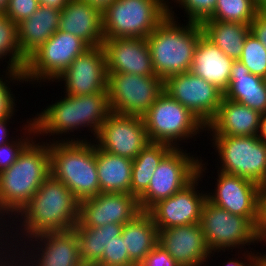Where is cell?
Returning <instances> with one entry per match:
<instances>
[{
  "label": "cell",
  "mask_w": 266,
  "mask_h": 266,
  "mask_svg": "<svg viewBox=\"0 0 266 266\" xmlns=\"http://www.w3.org/2000/svg\"><path fill=\"white\" fill-rule=\"evenodd\" d=\"M251 266H260L256 261Z\"/></svg>",
  "instance_id": "cell-54"
},
{
  "label": "cell",
  "mask_w": 266,
  "mask_h": 266,
  "mask_svg": "<svg viewBox=\"0 0 266 266\" xmlns=\"http://www.w3.org/2000/svg\"><path fill=\"white\" fill-rule=\"evenodd\" d=\"M58 30L78 36L89 47L104 40L102 10L84 0H70L61 10Z\"/></svg>",
  "instance_id": "cell-22"
},
{
  "label": "cell",
  "mask_w": 266,
  "mask_h": 266,
  "mask_svg": "<svg viewBox=\"0 0 266 266\" xmlns=\"http://www.w3.org/2000/svg\"><path fill=\"white\" fill-rule=\"evenodd\" d=\"M124 225L110 223L102 227H83L79 222L74 230L77 234L79 256L85 266H95L104 253V248L120 236Z\"/></svg>",
  "instance_id": "cell-29"
},
{
  "label": "cell",
  "mask_w": 266,
  "mask_h": 266,
  "mask_svg": "<svg viewBox=\"0 0 266 266\" xmlns=\"http://www.w3.org/2000/svg\"><path fill=\"white\" fill-rule=\"evenodd\" d=\"M257 137L266 144V113L261 114Z\"/></svg>",
  "instance_id": "cell-47"
},
{
  "label": "cell",
  "mask_w": 266,
  "mask_h": 266,
  "mask_svg": "<svg viewBox=\"0 0 266 266\" xmlns=\"http://www.w3.org/2000/svg\"><path fill=\"white\" fill-rule=\"evenodd\" d=\"M60 13L57 8L39 5L32 16L17 24L20 50L26 59L58 30Z\"/></svg>",
  "instance_id": "cell-25"
},
{
  "label": "cell",
  "mask_w": 266,
  "mask_h": 266,
  "mask_svg": "<svg viewBox=\"0 0 266 266\" xmlns=\"http://www.w3.org/2000/svg\"><path fill=\"white\" fill-rule=\"evenodd\" d=\"M4 235L0 232V253L8 246V240H4ZM3 239V240H2Z\"/></svg>",
  "instance_id": "cell-51"
},
{
  "label": "cell",
  "mask_w": 266,
  "mask_h": 266,
  "mask_svg": "<svg viewBox=\"0 0 266 266\" xmlns=\"http://www.w3.org/2000/svg\"><path fill=\"white\" fill-rule=\"evenodd\" d=\"M137 197L127 193H99L79 202L78 222L96 228L106 224L124 225L141 213Z\"/></svg>",
  "instance_id": "cell-18"
},
{
  "label": "cell",
  "mask_w": 266,
  "mask_h": 266,
  "mask_svg": "<svg viewBox=\"0 0 266 266\" xmlns=\"http://www.w3.org/2000/svg\"><path fill=\"white\" fill-rule=\"evenodd\" d=\"M76 139L62 137L57 141L49 140L48 147L51 175L61 181L81 202L98 195L100 186L95 143L91 138L89 141L87 138Z\"/></svg>",
  "instance_id": "cell-5"
},
{
  "label": "cell",
  "mask_w": 266,
  "mask_h": 266,
  "mask_svg": "<svg viewBox=\"0 0 266 266\" xmlns=\"http://www.w3.org/2000/svg\"><path fill=\"white\" fill-rule=\"evenodd\" d=\"M233 62V58L227 57L203 34L197 43L190 71L224 93L229 87Z\"/></svg>",
  "instance_id": "cell-24"
},
{
  "label": "cell",
  "mask_w": 266,
  "mask_h": 266,
  "mask_svg": "<svg viewBox=\"0 0 266 266\" xmlns=\"http://www.w3.org/2000/svg\"><path fill=\"white\" fill-rule=\"evenodd\" d=\"M56 81H64L66 95L105 93L108 73L102 46L88 48L71 63Z\"/></svg>",
  "instance_id": "cell-19"
},
{
  "label": "cell",
  "mask_w": 266,
  "mask_h": 266,
  "mask_svg": "<svg viewBox=\"0 0 266 266\" xmlns=\"http://www.w3.org/2000/svg\"><path fill=\"white\" fill-rule=\"evenodd\" d=\"M164 91L186 107L205 126L216 115L224 93L191 71L164 80Z\"/></svg>",
  "instance_id": "cell-15"
},
{
  "label": "cell",
  "mask_w": 266,
  "mask_h": 266,
  "mask_svg": "<svg viewBox=\"0 0 266 266\" xmlns=\"http://www.w3.org/2000/svg\"><path fill=\"white\" fill-rule=\"evenodd\" d=\"M142 118L149 142L165 143L173 148L181 147V142L186 140L187 143L188 139L206 130L194 114L165 91Z\"/></svg>",
  "instance_id": "cell-7"
},
{
  "label": "cell",
  "mask_w": 266,
  "mask_h": 266,
  "mask_svg": "<svg viewBox=\"0 0 266 266\" xmlns=\"http://www.w3.org/2000/svg\"><path fill=\"white\" fill-rule=\"evenodd\" d=\"M5 218H7V217H5L4 216V214L0 211V232L3 234V235H5V239L7 240V237H8V235H9V232H10V230L8 229V227H9V224H10V221H9V219H5ZM3 221V222H2ZM4 222H5V224L7 223V222H9L8 224H4ZM3 226V227H2ZM4 228H6L5 230H4ZM8 232H7V231Z\"/></svg>",
  "instance_id": "cell-48"
},
{
  "label": "cell",
  "mask_w": 266,
  "mask_h": 266,
  "mask_svg": "<svg viewBox=\"0 0 266 266\" xmlns=\"http://www.w3.org/2000/svg\"><path fill=\"white\" fill-rule=\"evenodd\" d=\"M204 35L227 57L238 60L244 41L250 32V25L236 22L206 20L202 24Z\"/></svg>",
  "instance_id": "cell-30"
},
{
  "label": "cell",
  "mask_w": 266,
  "mask_h": 266,
  "mask_svg": "<svg viewBox=\"0 0 266 266\" xmlns=\"http://www.w3.org/2000/svg\"><path fill=\"white\" fill-rule=\"evenodd\" d=\"M14 113L15 111L10 116L0 119V146L14 139L12 137H10L11 139H9L10 130L9 128L7 129L9 125L8 122H10V119L12 120L13 115H15Z\"/></svg>",
  "instance_id": "cell-45"
},
{
  "label": "cell",
  "mask_w": 266,
  "mask_h": 266,
  "mask_svg": "<svg viewBox=\"0 0 266 266\" xmlns=\"http://www.w3.org/2000/svg\"><path fill=\"white\" fill-rule=\"evenodd\" d=\"M216 188L207 192V200L234 215L247 217L254 225L258 216V199L263 187L232 174L218 171Z\"/></svg>",
  "instance_id": "cell-17"
},
{
  "label": "cell",
  "mask_w": 266,
  "mask_h": 266,
  "mask_svg": "<svg viewBox=\"0 0 266 266\" xmlns=\"http://www.w3.org/2000/svg\"><path fill=\"white\" fill-rule=\"evenodd\" d=\"M110 113L107 91L79 96L65 94L63 99L61 97L52 105L46 106L32 120L38 137L52 135V141H57L58 137L54 138V135L62 137V134L66 136L82 127H89L88 130L90 129L95 138Z\"/></svg>",
  "instance_id": "cell-3"
},
{
  "label": "cell",
  "mask_w": 266,
  "mask_h": 266,
  "mask_svg": "<svg viewBox=\"0 0 266 266\" xmlns=\"http://www.w3.org/2000/svg\"><path fill=\"white\" fill-rule=\"evenodd\" d=\"M70 0H38L39 5L57 8L62 10Z\"/></svg>",
  "instance_id": "cell-46"
},
{
  "label": "cell",
  "mask_w": 266,
  "mask_h": 266,
  "mask_svg": "<svg viewBox=\"0 0 266 266\" xmlns=\"http://www.w3.org/2000/svg\"><path fill=\"white\" fill-rule=\"evenodd\" d=\"M158 231V244L179 266H202V264L206 266L208 259L213 257L206 244L200 223Z\"/></svg>",
  "instance_id": "cell-20"
},
{
  "label": "cell",
  "mask_w": 266,
  "mask_h": 266,
  "mask_svg": "<svg viewBox=\"0 0 266 266\" xmlns=\"http://www.w3.org/2000/svg\"><path fill=\"white\" fill-rule=\"evenodd\" d=\"M22 243L24 246H17V249L21 247L17 251H22L18 252L20 266H85L79 256L74 228L38 234Z\"/></svg>",
  "instance_id": "cell-13"
},
{
  "label": "cell",
  "mask_w": 266,
  "mask_h": 266,
  "mask_svg": "<svg viewBox=\"0 0 266 266\" xmlns=\"http://www.w3.org/2000/svg\"><path fill=\"white\" fill-rule=\"evenodd\" d=\"M163 91L164 81L157 76L108 73L111 112L142 117Z\"/></svg>",
  "instance_id": "cell-12"
},
{
  "label": "cell",
  "mask_w": 266,
  "mask_h": 266,
  "mask_svg": "<svg viewBox=\"0 0 266 266\" xmlns=\"http://www.w3.org/2000/svg\"><path fill=\"white\" fill-rule=\"evenodd\" d=\"M95 266H135L129 259L122 236L115 237L106 248L102 259Z\"/></svg>",
  "instance_id": "cell-38"
},
{
  "label": "cell",
  "mask_w": 266,
  "mask_h": 266,
  "mask_svg": "<svg viewBox=\"0 0 266 266\" xmlns=\"http://www.w3.org/2000/svg\"><path fill=\"white\" fill-rule=\"evenodd\" d=\"M139 266H179L167 251L157 244Z\"/></svg>",
  "instance_id": "cell-40"
},
{
  "label": "cell",
  "mask_w": 266,
  "mask_h": 266,
  "mask_svg": "<svg viewBox=\"0 0 266 266\" xmlns=\"http://www.w3.org/2000/svg\"><path fill=\"white\" fill-rule=\"evenodd\" d=\"M167 1L168 15L146 38L153 70L163 81L190 71L197 43L204 34L201 24H179L178 17L175 19V12L172 11L174 8Z\"/></svg>",
  "instance_id": "cell-2"
},
{
  "label": "cell",
  "mask_w": 266,
  "mask_h": 266,
  "mask_svg": "<svg viewBox=\"0 0 266 266\" xmlns=\"http://www.w3.org/2000/svg\"><path fill=\"white\" fill-rule=\"evenodd\" d=\"M10 56L7 68L24 72L27 59L22 55L18 42L17 24L0 13V61Z\"/></svg>",
  "instance_id": "cell-32"
},
{
  "label": "cell",
  "mask_w": 266,
  "mask_h": 266,
  "mask_svg": "<svg viewBox=\"0 0 266 266\" xmlns=\"http://www.w3.org/2000/svg\"><path fill=\"white\" fill-rule=\"evenodd\" d=\"M259 12L252 0H217L214 13L208 20L250 25Z\"/></svg>",
  "instance_id": "cell-33"
},
{
  "label": "cell",
  "mask_w": 266,
  "mask_h": 266,
  "mask_svg": "<svg viewBox=\"0 0 266 266\" xmlns=\"http://www.w3.org/2000/svg\"><path fill=\"white\" fill-rule=\"evenodd\" d=\"M92 139L98 148L131 160L149 143L142 117L116 112L110 113Z\"/></svg>",
  "instance_id": "cell-16"
},
{
  "label": "cell",
  "mask_w": 266,
  "mask_h": 266,
  "mask_svg": "<svg viewBox=\"0 0 266 266\" xmlns=\"http://www.w3.org/2000/svg\"><path fill=\"white\" fill-rule=\"evenodd\" d=\"M26 123L28 124H25V126L22 125L21 129H24L25 133L23 132V136L20 135V139L19 136H17L18 139L15 137L12 141L0 146V173L12 166L23 149L34 139V136H37L33 120L31 118L29 120L27 119Z\"/></svg>",
  "instance_id": "cell-35"
},
{
  "label": "cell",
  "mask_w": 266,
  "mask_h": 266,
  "mask_svg": "<svg viewBox=\"0 0 266 266\" xmlns=\"http://www.w3.org/2000/svg\"><path fill=\"white\" fill-rule=\"evenodd\" d=\"M241 61L253 75L264 78L266 76V48L249 32L244 41Z\"/></svg>",
  "instance_id": "cell-34"
},
{
  "label": "cell",
  "mask_w": 266,
  "mask_h": 266,
  "mask_svg": "<svg viewBox=\"0 0 266 266\" xmlns=\"http://www.w3.org/2000/svg\"><path fill=\"white\" fill-rule=\"evenodd\" d=\"M89 4L97 7L100 10H103L107 5H110L114 0H84Z\"/></svg>",
  "instance_id": "cell-49"
},
{
  "label": "cell",
  "mask_w": 266,
  "mask_h": 266,
  "mask_svg": "<svg viewBox=\"0 0 266 266\" xmlns=\"http://www.w3.org/2000/svg\"><path fill=\"white\" fill-rule=\"evenodd\" d=\"M253 3L260 9V11L266 7V0H252Z\"/></svg>",
  "instance_id": "cell-52"
},
{
  "label": "cell",
  "mask_w": 266,
  "mask_h": 266,
  "mask_svg": "<svg viewBox=\"0 0 266 266\" xmlns=\"http://www.w3.org/2000/svg\"><path fill=\"white\" fill-rule=\"evenodd\" d=\"M200 225L213 255L227 249H243L246 245L258 244L255 225L247 217L234 215L208 200L203 205Z\"/></svg>",
  "instance_id": "cell-10"
},
{
  "label": "cell",
  "mask_w": 266,
  "mask_h": 266,
  "mask_svg": "<svg viewBox=\"0 0 266 266\" xmlns=\"http://www.w3.org/2000/svg\"><path fill=\"white\" fill-rule=\"evenodd\" d=\"M78 218L79 201L61 181L50 174L12 221L10 218L9 228L12 230L9 232L11 235H8V245L17 249L24 238L25 241L42 233L71 230L78 223ZM16 223L18 226L20 224L19 228ZM12 224L16 225L15 231L14 227H11ZM12 232L17 236L15 237Z\"/></svg>",
  "instance_id": "cell-1"
},
{
  "label": "cell",
  "mask_w": 266,
  "mask_h": 266,
  "mask_svg": "<svg viewBox=\"0 0 266 266\" xmlns=\"http://www.w3.org/2000/svg\"><path fill=\"white\" fill-rule=\"evenodd\" d=\"M90 48L78 36L57 30L26 62L24 81L53 82L81 54ZM35 82V83H34Z\"/></svg>",
  "instance_id": "cell-9"
},
{
  "label": "cell",
  "mask_w": 266,
  "mask_h": 266,
  "mask_svg": "<svg viewBox=\"0 0 266 266\" xmlns=\"http://www.w3.org/2000/svg\"><path fill=\"white\" fill-rule=\"evenodd\" d=\"M224 98L265 114L266 84L264 78L251 74L241 61L234 60L230 70L229 87L224 92Z\"/></svg>",
  "instance_id": "cell-26"
},
{
  "label": "cell",
  "mask_w": 266,
  "mask_h": 266,
  "mask_svg": "<svg viewBox=\"0 0 266 266\" xmlns=\"http://www.w3.org/2000/svg\"><path fill=\"white\" fill-rule=\"evenodd\" d=\"M259 254V255H258ZM256 262L260 265V266H266V254L263 253H256Z\"/></svg>",
  "instance_id": "cell-50"
},
{
  "label": "cell",
  "mask_w": 266,
  "mask_h": 266,
  "mask_svg": "<svg viewBox=\"0 0 266 266\" xmlns=\"http://www.w3.org/2000/svg\"><path fill=\"white\" fill-rule=\"evenodd\" d=\"M167 15L166 0H114L102 10L104 38H147Z\"/></svg>",
  "instance_id": "cell-6"
},
{
  "label": "cell",
  "mask_w": 266,
  "mask_h": 266,
  "mask_svg": "<svg viewBox=\"0 0 266 266\" xmlns=\"http://www.w3.org/2000/svg\"><path fill=\"white\" fill-rule=\"evenodd\" d=\"M158 228L151 215L142 211L124 224L121 236L125 242L130 261L139 266L147 254L158 244Z\"/></svg>",
  "instance_id": "cell-28"
},
{
  "label": "cell",
  "mask_w": 266,
  "mask_h": 266,
  "mask_svg": "<svg viewBox=\"0 0 266 266\" xmlns=\"http://www.w3.org/2000/svg\"><path fill=\"white\" fill-rule=\"evenodd\" d=\"M3 72H6L5 76H7L4 77L5 79L3 78V75L0 77V119L10 116L14 111L17 110L15 109L16 97L14 96L13 91L11 92L10 86L8 84L11 82L18 83L19 81L20 85V82H24L23 73L20 71L6 67V71Z\"/></svg>",
  "instance_id": "cell-36"
},
{
  "label": "cell",
  "mask_w": 266,
  "mask_h": 266,
  "mask_svg": "<svg viewBox=\"0 0 266 266\" xmlns=\"http://www.w3.org/2000/svg\"><path fill=\"white\" fill-rule=\"evenodd\" d=\"M181 149L172 148L160 161L148 189L138 198L142 211L182 190L198 175V159Z\"/></svg>",
  "instance_id": "cell-11"
},
{
  "label": "cell",
  "mask_w": 266,
  "mask_h": 266,
  "mask_svg": "<svg viewBox=\"0 0 266 266\" xmlns=\"http://www.w3.org/2000/svg\"><path fill=\"white\" fill-rule=\"evenodd\" d=\"M96 165L100 193L131 194V159L106 152L96 146Z\"/></svg>",
  "instance_id": "cell-27"
},
{
  "label": "cell",
  "mask_w": 266,
  "mask_h": 266,
  "mask_svg": "<svg viewBox=\"0 0 266 266\" xmlns=\"http://www.w3.org/2000/svg\"><path fill=\"white\" fill-rule=\"evenodd\" d=\"M246 250V251H245ZM245 250H241V251H244L243 253L240 252L242 254V256L245 258L243 261L241 260H238L239 259V255H238V258H231L229 259L227 262L223 263L224 265L223 266H251L255 261H256V252L255 250L249 252V250H247V248ZM247 252V253H246Z\"/></svg>",
  "instance_id": "cell-44"
},
{
  "label": "cell",
  "mask_w": 266,
  "mask_h": 266,
  "mask_svg": "<svg viewBox=\"0 0 266 266\" xmlns=\"http://www.w3.org/2000/svg\"><path fill=\"white\" fill-rule=\"evenodd\" d=\"M266 15V7L261 10Z\"/></svg>",
  "instance_id": "cell-55"
},
{
  "label": "cell",
  "mask_w": 266,
  "mask_h": 266,
  "mask_svg": "<svg viewBox=\"0 0 266 266\" xmlns=\"http://www.w3.org/2000/svg\"><path fill=\"white\" fill-rule=\"evenodd\" d=\"M50 174L48 141L38 143L34 137L16 162L0 173V211L4 216L15 217Z\"/></svg>",
  "instance_id": "cell-4"
},
{
  "label": "cell",
  "mask_w": 266,
  "mask_h": 266,
  "mask_svg": "<svg viewBox=\"0 0 266 266\" xmlns=\"http://www.w3.org/2000/svg\"><path fill=\"white\" fill-rule=\"evenodd\" d=\"M172 148L165 143L149 142L132 160L131 195L139 198L148 189L160 161Z\"/></svg>",
  "instance_id": "cell-31"
},
{
  "label": "cell",
  "mask_w": 266,
  "mask_h": 266,
  "mask_svg": "<svg viewBox=\"0 0 266 266\" xmlns=\"http://www.w3.org/2000/svg\"><path fill=\"white\" fill-rule=\"evenodd\" d=\"M258 242L266 244V189L262 188L258 199V216L255 224Z\"/></svg>",
  "instance_id": "cell-41"
},
{
  "label": "cell",
  "mask_w": 266,
  "mask_h": 266,
  "mask_svg": "<svg viewBox=\"0 0 266 266\" xmlns=\"http://www.w3.org/2000/svg\"><path fill=\"white\" fill-rule=\"evenodd\" d=\"M260 117L258 111L223 97L205 132L210 131L209 136H257Z\"/></svg>",
  "instance_id": "cell-23"
},
{
  "label": "cell",
  "mask_w": 266,
  "mask_h": 266,
  "mask_svg": "<svg viewBox=\"0 0 266 266\" xmlns=\"http://www.w3.org/2000/svg\"><path fill=\"white\" fill-rule=\"evenodd\" d=\"M212 146L219 155L217 171L266 185V144L257 136H212Z\"/></svg>",
  "instance_id": "cell-8"
},
{
  "label": "cell",
  "mask_w": 266,
  "mask_h": 266,
  "mask_svg": "<svg viewBox=\"0 0 266 266\" xmlns=\"http://www.w3.org/2000/svg\"><path fill=\"white\" fill-rule=\"evenodd\" d=\"M184 8L188 22L202 24L214 13L217 0H172ZM189 15V16H188Z\"/></svg>",
  "instance_id": "cell-37"
},
{
  "label": "cell",
  "mask_w": 266,
  "mask_h": 266,
  "mask_svg": "<svg viewBox=\"0 0 266 266\" xmlns=\"http://www.w3.org/2000/svg\"><path fill=\"white\" fill-rule=\"evenodd\" d=\"M38 7V0H9L4 14L18 24L32 16Z\"/></svg>",
  "instance_id": "cell-39"
},
{
  "label": "cell",
  "mask_w": 266,
  "mask_h": 266,
  "mask_svg": "<svg viewBox=\"0 0 266 266\" xmlns=\"http://www.w3.org/2000/svg\"><path fill=\"white\" fill-rule=\"evenodd\" d=\"M202 161L200 157L198 175L188 185L169 198L157 202L147 211L158 230L200 223L203 205L207 200V193H199L197 190L198 183L207 170Z\"/></svg>",
  "instance_id": "cell-14"
},
{
  "label": "cell",
  "mask_w": 266,
  "mask_h": 266,
  "mask_svg": "<svg viewBox=\"0 0 266 266\" xmlns=\"http://www.w3.org/2000/svg\"><path fill=\"white\" fill-rule=\"evenodd\" d=\"M12 248L8 245L0 253V266H20L18 251L16 248Z\"/></svg>",
  "instance_id": "cell-43"
},
{
  "label": "cell",
  "mask_w": 266,
  "mask_h": 266,
  "mask_svg": "<svg viewBox=\"0 0 266 266\" xmlns=\"http://www.w3.org/2000/svg\"><path fill=\"white\" fill-rule=\"evenodd\" d=\"M107 73L156 76L146 38H104Z\"/></svg>",
  "instance_id": "cell-21"
},
{
  "label": "cell",
  "mask_w": 266,
  "mask_h": 266,
  "mask_svg": "<svg viewBox=\"0 0 266 266\" xmlns=\"http://www.w3.org/2000/svg\"><path fill=\"white\" fill-rule=\"evenodd\" d=\"M9 0H0V13H4L7 5H8Z\"/></svg>",
  "instance_id": "cell-53"
},
{
  "label": "cell",
  "mask_w": 266,
  "mask_h": 266,
  "mask_svg": "<svg viewBox=\"0 0 266 266\" xmlns=\"http://www.w3.org/2000/svg\"><path fill=\"white\" fill-rule=\"evenodd\" d=\"M250 32L266 48V15L260 11L250 23Z\"/></svg>",
  "instance_id": "cell-42"
}]
</instances>
